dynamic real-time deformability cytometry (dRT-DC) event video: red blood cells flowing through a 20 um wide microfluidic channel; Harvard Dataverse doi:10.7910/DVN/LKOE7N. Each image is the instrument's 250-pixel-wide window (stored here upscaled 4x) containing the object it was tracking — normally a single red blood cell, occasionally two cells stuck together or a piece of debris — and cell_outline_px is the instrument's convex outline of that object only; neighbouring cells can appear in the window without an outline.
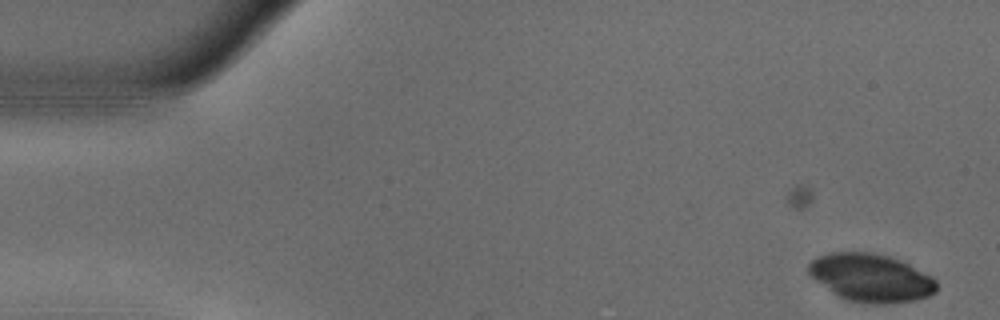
{"species": "common noctule bat (a hibernating species)", "species_latin": "Nyctalus noctula", "temperature_condition": "warm", "stored_images_in_passage": 51, "camera_frame_rate_fps": 3000, "um_per_image_px": 0.085, "animal": {"sex": "male", "body_mass_g": 18.8}, "frame": {"image": 1, "passage_image": 1, "time_ms": 0.0, "image_size_px": [1000, 320], "cell_outline_px": [[936, 292], [928, 296], [916, 300], [884, 304], [872, 304], [848, 300], [836, 296], [816, 280], [808, 272], [808, 264], [812, 260], [828, 252], [872, 252], [888, 256], [900, 260], [932, 276], [936, 280]], "centroid_in_image_um": [74.03, 23.61], "position_along_channel_um": 11.0, "area_um2": 35.78}}